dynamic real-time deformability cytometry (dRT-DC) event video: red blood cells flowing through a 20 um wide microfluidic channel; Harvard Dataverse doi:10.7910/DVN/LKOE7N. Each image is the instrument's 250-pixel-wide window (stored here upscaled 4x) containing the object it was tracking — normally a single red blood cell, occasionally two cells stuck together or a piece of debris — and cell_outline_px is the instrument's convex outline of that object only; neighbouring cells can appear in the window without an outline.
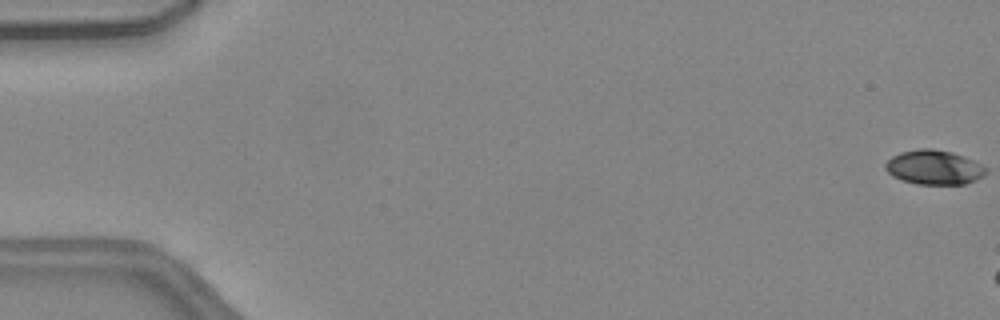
{"species": "common noctule bat (a hibernating species)", "species_latin": "Nyctalus noctula", "temperature_condition": "warm", "stored_images_in_passage": 6, "camera_frame_rate_fps": 3000, "um_per_image_px": 0.085, "animal": {"sex": "female", "body_mass_g": 24.6, "forearm_length_mm": 56.2}, "frame": {"image": 1, "passage_image": 1, "time_ms": 0.0, "image_size_px": [1000, 320], "cell_outline_px": [[984, 172], [980, 176], [964, 184], [920, 184], [904, 180], [888, 172], [888, 160], [892, 156], [904, 152], [948, 152], [960, 156], [984, 168]], "centroid_in_image_um": [79.36, 14.29], "position_along_channel_um": 5.6, "area_um2": 18.03}}